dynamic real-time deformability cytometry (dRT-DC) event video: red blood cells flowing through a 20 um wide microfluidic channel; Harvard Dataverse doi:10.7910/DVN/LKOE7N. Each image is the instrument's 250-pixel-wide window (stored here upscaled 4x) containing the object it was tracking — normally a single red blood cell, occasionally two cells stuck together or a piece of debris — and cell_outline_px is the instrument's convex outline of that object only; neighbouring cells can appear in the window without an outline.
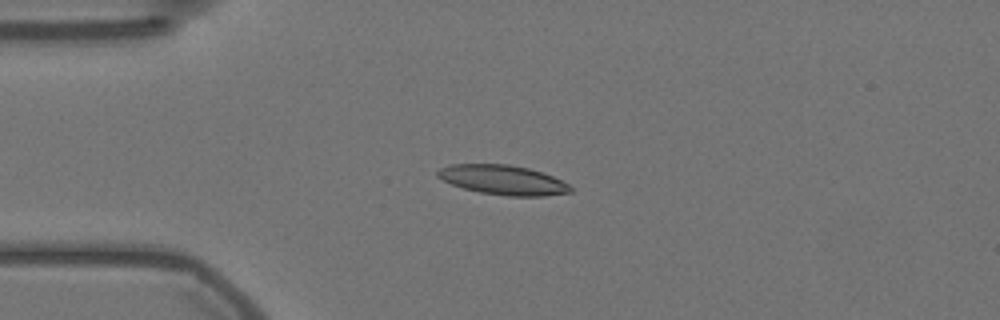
{"species": "Egyptian fruit bat (a non-hibernating species)", "species_latin": "Rousettus aegyptiacus", "temperature_condition": "warm", "stored_images_in_passage": 51, "camera_frame_rate_fps": 3000, "um_per_image_px": 0.085, "animal": {"sex": "female"}, "frame": {"image": 1, "passage_image": 13, "time_ms": 4.0, "image_size_px": [1000, 320], "cell_outline_px": [[572, 192], [544, 196], [504, 196], [480, 192], [464, 188], [452, 184], [436, 176], [436, 172], [440, 168], [452, 164], [508, 164], [528, 168], [552, 176], [568, 184], [572, 188]], "centroid_in_image_um": [42.74, 15.3], "position_along_channel_um": 42.3, "area_um2": 22.77}}
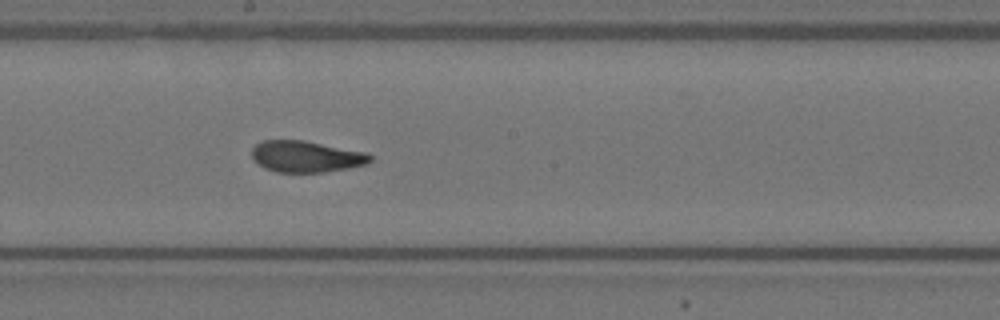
{"frame": {"image": 2, "passage_image": 30, "time_ms": 9.667, "image_size_px": [1000, 320], "cell_outline_px": [[372, 160], [368, 164], [348, 168], [324, 172], [276, 172], [264, 168], [252, 160], [252, 148], [256, 144], [264, 140], [304, 140], [368, 152], [372, 156]], "centroid_in_image_um": [26.03, 13.3], "position_along_channel_um": 222.2, "area_um2": 21.91}}
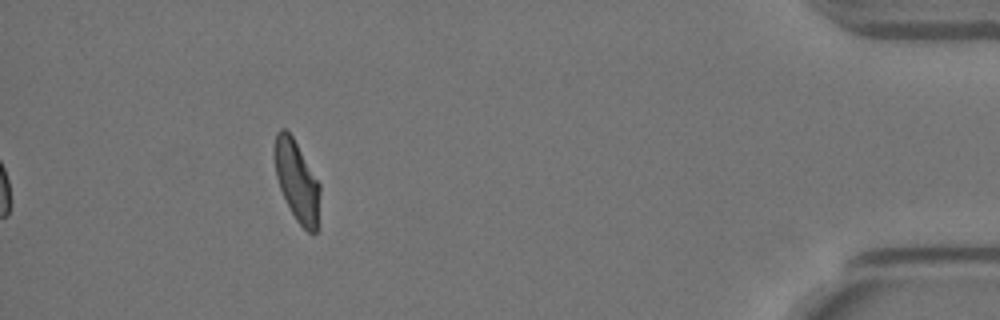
{"frame": {"image": 3, "passage_image": 51, "time_ms": 16.667, "image_size_px": [1000, 320], "cell_outline_px": [[320, 192], [316, 232], [308, 232], [296, 220], [280, 188], [276, 176], [272, 156], [276, 132], [280, 128], [284, 128], [292, 136], [320, 184]], "centroid_in_image_um": [25.2, 15.33], "position_along_channel_um": 410.0, "area_um2": 21.15}, "authors_computed_cell_mechanics": {"area_um2": 22.1952, "velocity_mm_per_s": 3.5369, "shape_relaxation_time_tau1_ms": 7.7373, "shape_relaxation_time_tau2_ms": 1.5552, "deformation_change_tau1": 0.2066, "deformation_change_tau2": 0.0839}}